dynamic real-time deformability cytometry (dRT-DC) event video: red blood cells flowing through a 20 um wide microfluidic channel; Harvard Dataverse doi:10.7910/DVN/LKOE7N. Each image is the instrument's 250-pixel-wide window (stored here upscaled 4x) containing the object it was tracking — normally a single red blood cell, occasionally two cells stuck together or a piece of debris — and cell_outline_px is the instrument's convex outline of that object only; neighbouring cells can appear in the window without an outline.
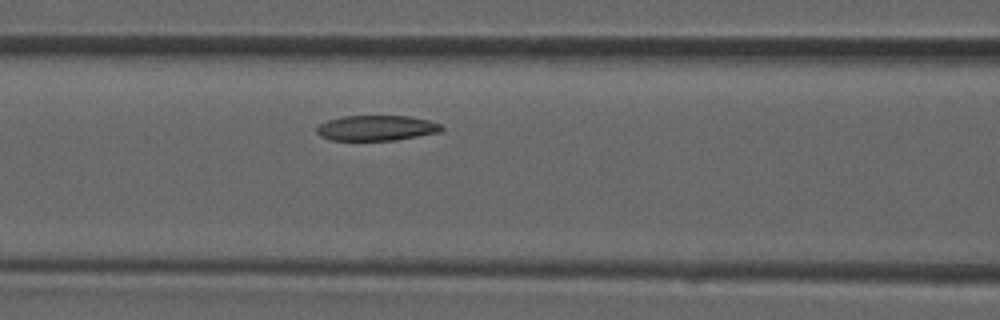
{"species": "common noctule bat (a hibernating species)", "species_latin": "Nyctalus noctula", "temperature_condition": "room temperature", "stored_images_in_passage": 32, "camera_frame_rate_fps": 3000, "um_per_image_px": 0.085, "animal": {"sex": "male", "forearm_length_mm": 52.5}, "frame": {"image": 1, "passage_image": 10, "time_ms": 3.0, "image_size_px": [1000, 320], "cell_outline_px": [[444, 128], [440, 132], [396, 140], [328, 140], [320, 136], [316, 132], [316, 128], [320, 124], [328, 120], [344, 116], [412, 116], [428, 120], [440, 124]], "centroid_in_image_um": [32.0, 10.88], "position_along_channel_um": 134.6, "area_um2": 18.44}}